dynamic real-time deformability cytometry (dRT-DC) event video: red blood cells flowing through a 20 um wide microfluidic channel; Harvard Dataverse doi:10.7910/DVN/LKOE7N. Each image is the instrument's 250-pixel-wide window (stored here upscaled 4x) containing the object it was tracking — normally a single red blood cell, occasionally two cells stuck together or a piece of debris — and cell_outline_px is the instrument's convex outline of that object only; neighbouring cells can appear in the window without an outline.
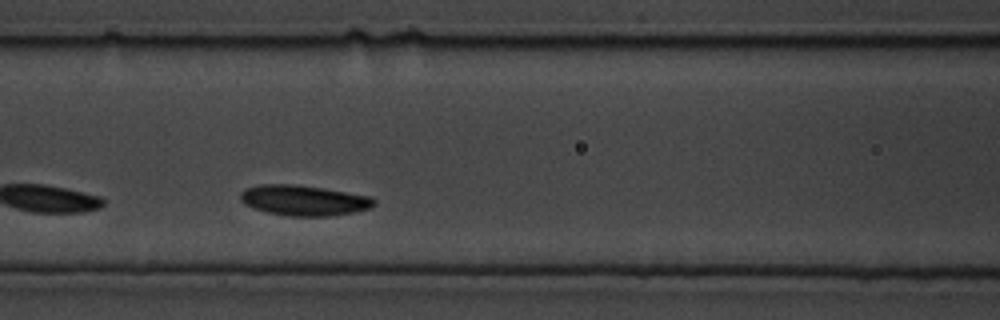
{"species": "common noctule bat (a hibernating species)", "species_latin": "Nyctalus noctula", "temperature_condition": "cold", "stored_images_in_passage": 61, "camera_frame_rate_fps": 3000, "um_per_image_px": 0.085, "animal": {"sex": "male", "body_mass_g": 19.5, "forearm_length_mm": 54.6}, "frame": {"image": 1, "passage_image": 13, "time_ms": 4.0, "image_size_px": [1000, 320], "cell_outline_px": [[376, 204], [372, 208], [332, 216], [292, 216], [268, 212], [252, 208], [244, 204], [240, 200], [240, 192], [244, 188], [260, 184], [292, 184], [320, 188], [372, 196], [376, 200]], "centroid_in_image_um": [25.82, 17.03], "position_along_channel_um": 140.8, "area_um2": 23.76}}
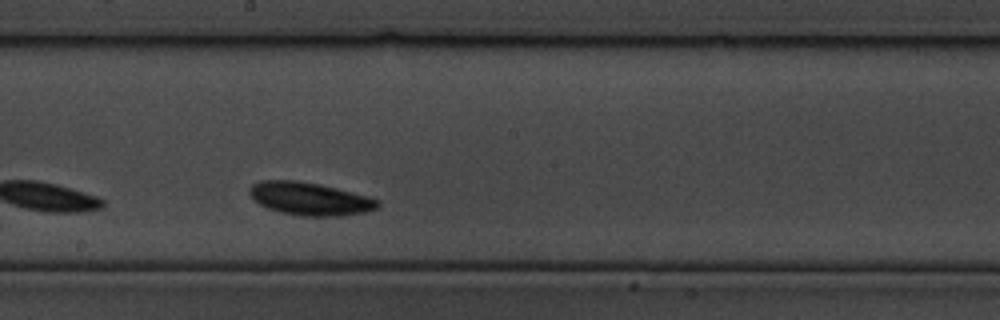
{"frame": {"image": 2, "passage_image": 24, "time_ms": 7.667, "image_size_px": [1000, 320], "cell_outline_px": [[380, 204], [376, 208], [368, 212], [340, 216], [300, 216], [280, 212], [268, 208], [260, 204], [248, 192], [248, 188], [252, 184], [260, 180], [296, 180], [320, 184], [368, 196], [380, 200]], "centroid_in_image_um": [26.35, 16.89], "position_along_channel_um": 221.9, "area_um2": 24.68}}
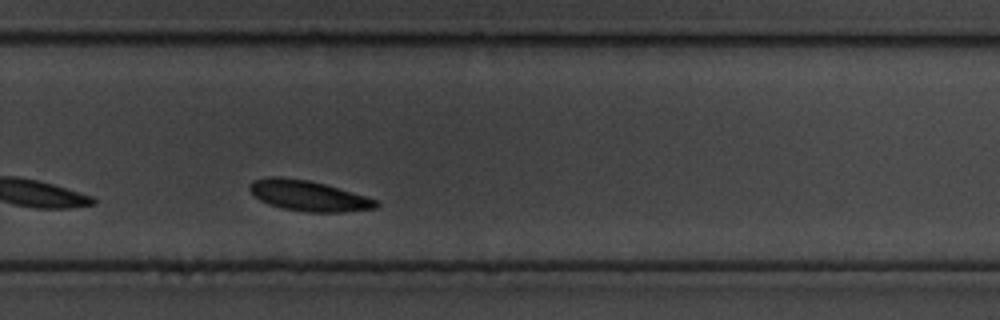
{"frame": {"image": 3, "passage_image": 35, "time_ms": 11.333, "image_size_px": [1000, 320], "cell_outline_px": [[380, 204], [376, 208], [344, 212], [304, 212], [284, 208], [268, 204], [260, 200], [248, 188], [248, 184], [252, 180], [268, 176], [280, 176], [308, 180], [324, 184], [380, 200]], "centroid_in_image_um": [26.22, 16.63], "position_along_channel_um": 303.6, "area_um2": 22.6}}